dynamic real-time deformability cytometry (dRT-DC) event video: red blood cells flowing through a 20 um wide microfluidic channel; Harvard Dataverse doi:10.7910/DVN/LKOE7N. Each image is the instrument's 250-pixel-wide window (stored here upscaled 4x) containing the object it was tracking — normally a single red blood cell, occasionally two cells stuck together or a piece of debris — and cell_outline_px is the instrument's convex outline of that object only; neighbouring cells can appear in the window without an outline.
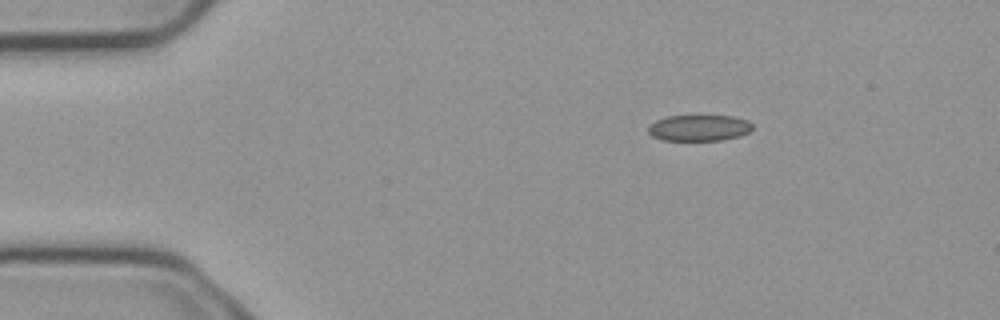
{"species": "common noctule bat (a hibernating species)", "species_latin": "Nyctalus noctula", "temperature_condition": "cold", "stored_images_in_passage": 3, "camera_frame_rate_fps": 3000, "um_per_image_px": 0.085, "animal": {"sex": "male", "body_mass_g": 23.1, "forearm_length_mm": 52.7}, "frame": {"image": 1, "passage_image": 1, "time_ms": 0.0, "image_size_px": [1000, 320], "cell_outline_px": [[752, 128], [748, 132], [740, 136], [720, 140], [664, 140], [652, 136], [648, 132], [648, 128], [656, 120], [668, 116], [732, 116], [748, 120], [752, 124]], "centroid_in_image_um": [59.43, 10.87], "position_along_channel_um": 25.6, "area_um2": 15.72}}